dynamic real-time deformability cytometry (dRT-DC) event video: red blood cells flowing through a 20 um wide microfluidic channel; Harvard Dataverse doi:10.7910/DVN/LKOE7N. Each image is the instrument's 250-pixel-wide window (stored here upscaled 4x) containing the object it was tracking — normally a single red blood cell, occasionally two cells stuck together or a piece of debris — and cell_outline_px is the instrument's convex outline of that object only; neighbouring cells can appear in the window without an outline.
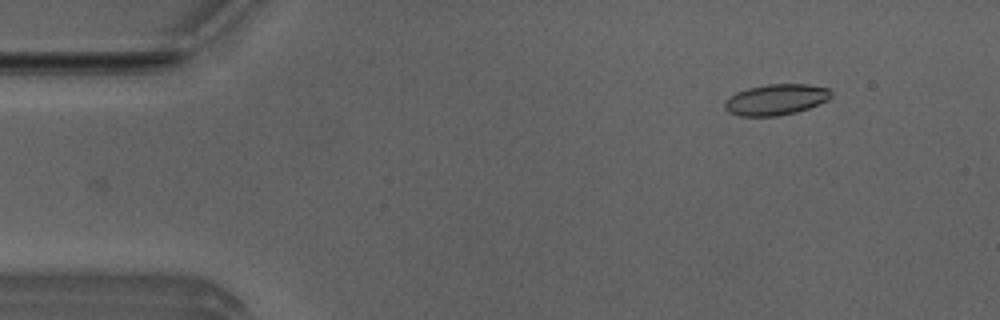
{"species": "Egyptian fruit bat (a non-hibernating species)", "species_latin": "Rousettus aegyptiacus", "temperature_condition": "room temperature", "stored_images_in_passage": 4, "camera_frame_rate_fps": 3000, "um_per_image_px": 0.085, "animal": {"sex": "male"}, "frame": {"image": 1, "passage_image": 4, "time_ms": 1.0, "image_size_px": [1000, 320], "cell_outline_px": [[832, 96], [828, 100], [808, 108], [796, 112], [776, 116], [740, 116], [728, 112], [724, 108], [724, 100], [736, 92], [748, 88], [768, 84], [808, 84], [828, 88], [832, 92]], "centroid_in_image_um": [65.94, 8.46], "position_along_channel_um": 19.1, "area_um2": 19.25}}